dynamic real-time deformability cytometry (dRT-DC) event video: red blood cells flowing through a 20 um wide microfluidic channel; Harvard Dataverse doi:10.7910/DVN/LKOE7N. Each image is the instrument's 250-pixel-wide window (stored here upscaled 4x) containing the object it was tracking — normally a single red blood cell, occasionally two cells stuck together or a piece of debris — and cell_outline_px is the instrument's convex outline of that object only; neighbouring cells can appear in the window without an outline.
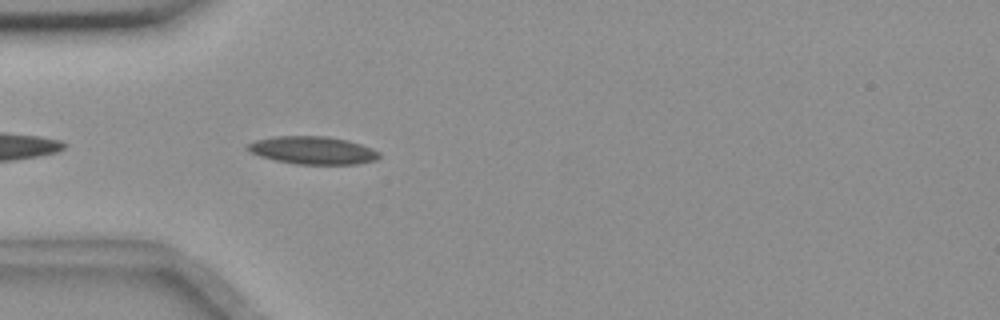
{"species": "common noctule bat (a hibernating species)", "species_latin": "Nyctalus noctula", "temperature_condition": "room temperature", "stored_images_in_passage": 3, "camera_frame_rate_fps": 3000, "um_per_image_px": 0.085, "animal": {"sex": "female", "body_mass_g": 18.4}, "frame": {"image": 1, "passage_image": 3, "time_ms": 3.667, "image_size_px": [1000, 320], "cell_outline_px": [[380, 156], [376, 160], [356, 164], [296, 164], [276, 160], [260, 156], [244, 148], [248, 144], [256, 140], [276, 136], [328, 136], [348, 140], [372, 148], [380, 152]], "centroid_in_image_um": [26.6, 12.77], "position_along_channel_um": 58.4, "area_um2": 21.27}}